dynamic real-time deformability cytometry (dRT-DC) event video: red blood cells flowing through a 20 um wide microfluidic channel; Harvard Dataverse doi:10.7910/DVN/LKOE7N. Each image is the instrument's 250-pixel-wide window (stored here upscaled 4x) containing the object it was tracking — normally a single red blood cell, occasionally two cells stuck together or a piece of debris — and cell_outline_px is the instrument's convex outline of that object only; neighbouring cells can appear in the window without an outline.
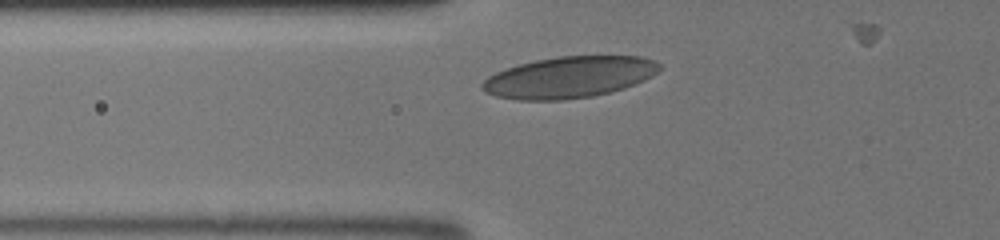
{"species": "human", "species_latin": "Homo sapiens", "temperature_condition": "room temperature", "stored_images_in_passage": 27, "camera_frame_rate_fps": 3000, "um_per_image_px": 0.085, "donor": {"sex": "male"}, "frame": {"image": 1, "passage_image": 4, "time_ms": 1.0, "image_size_px": [1000, 240], "cell_outline_px": [[644, 60], [636, 80], [628, 84], [604, 92], [584, 96], [504, 96], [492, 92], [484, 88], [484, 84], [492, 76], [500, 72], [524, 64], [544, 60], [568, 56], [628, 56]], "centroid_in_image_um": [48.14, 6.51], "position_along_channel_um": 77.7, "area_um2": 35.78}}
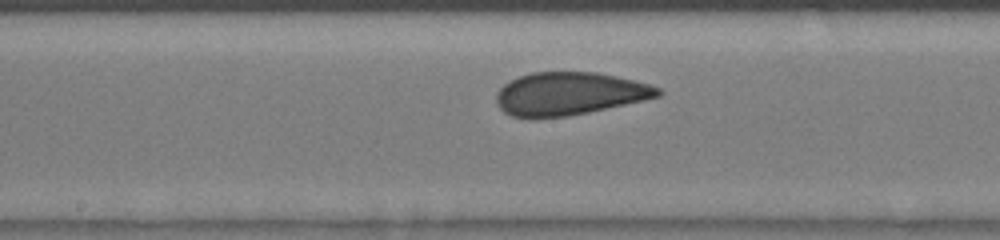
{"frame": {"image": 2, "passage_image": 12, "time_ms": 3.667, "image_size_px": [1000, 240], "cell_outline_px": [[660, 92], [652, 96], [636, 100], [580, 112], [552, 116], [520, 116], [508, 112], [500, 104], [500, 92], [508, 84], [524, 76], [544, 72], [580, 72], [604, 76], [624, 80], [656, 88]], "centroid_in_image_um": [48.31, 7.95], "position_along_channel_um": 199.9, "area_um2": 35.78}}
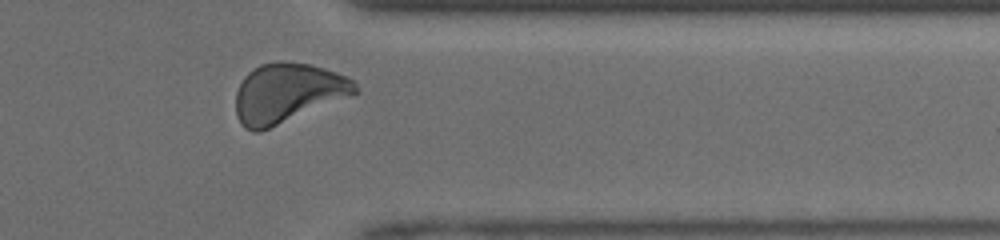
{"frame": {"image": 3, "passage_image": 24, "time_ms": 7.667, "image_size_px": [1000, 240], "cell_outline_px": [[356, 92], [268, 128], [248, 128], [240, 120], [236, 108], [236, 96], [240, 84], [256, 68], [264, 64], [304, 64], [332, 72], [348, 80], [356, 88]], "centroid_in_image_um": [24.38, 7.92], "position_along_channel_um": 387.0, "area_um2": 37.8}}